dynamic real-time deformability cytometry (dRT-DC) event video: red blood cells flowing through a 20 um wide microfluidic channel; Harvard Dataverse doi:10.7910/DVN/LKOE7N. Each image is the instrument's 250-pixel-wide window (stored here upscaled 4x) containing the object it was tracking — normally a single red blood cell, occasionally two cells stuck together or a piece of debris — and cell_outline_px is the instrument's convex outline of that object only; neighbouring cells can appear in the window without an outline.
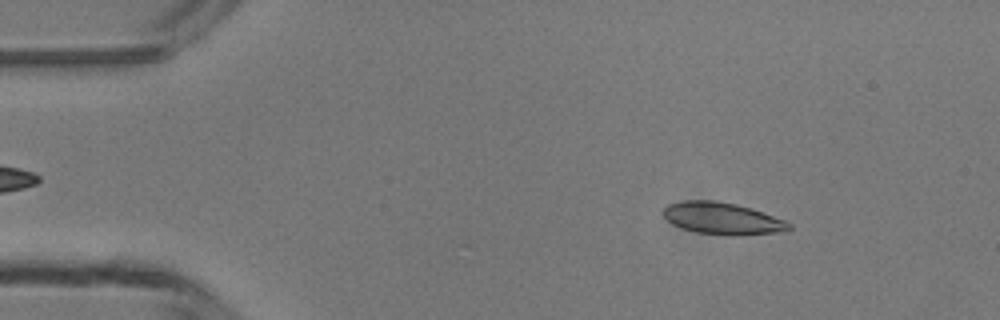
{"species": "common noctule bat (a hibernating species)", "species_latin": "Nyctalus noctula", "temperature_condition": "room temperature", "stored_images_in_passage": 47, "camera_frame_rate_fps": 3000, "um_per_image_px": 0.085, "animal": {"sex": "male", "body_mass_g": 13.3}, "frame": {"image": 1, "passage_image": 6, "time_ms": 1.667, "image_size_px": [1000, 320], "cell_outline_px": [[792, 228], [788, 232], [736, 236], [696, 232], [672, 224], [664, 216], [664, 208], [668, 204], [684, 200], [712, 200], [736, 204], [784, 220], [792, 224]], "centroid_in_image_um": [61.44, 18.58], "position_along_channel_um": 23.6, "area_um2": 23.29}}
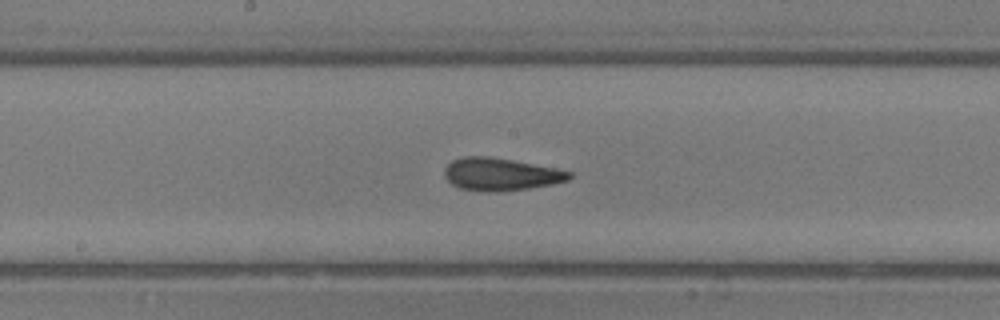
{"frame": {"image": 2, "passage_image": 24, "time_ms": 7.667, "image_size_px": [1000, 320], "cell_outline_px": [[572, 176], [568, 180], [552, 184], [528, 188], [500, 192], [484, 192], [460, 188], [452, 184], [444, 176], [444, 168], [452, 160], [464, 156], [488, 156], [512, 160], [556, 168], [572, 172]], "centroid_in_image_um": [42.54, 14.81], "position_along_channel_um": 205.7, "area_um2": 23.76}}
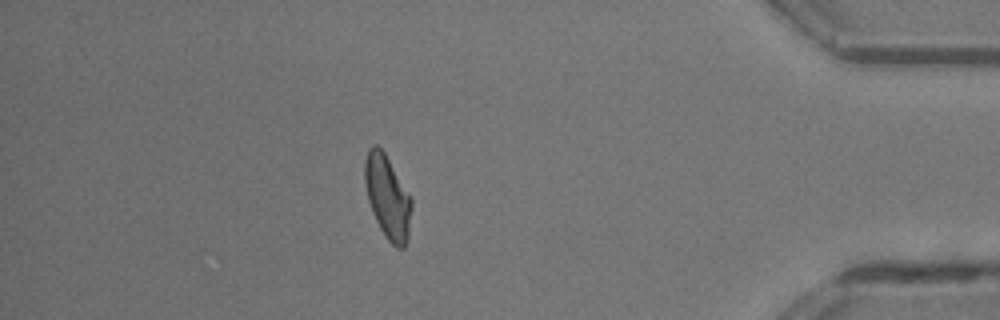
{"frame": {"image": 3, "passage_image": 41, "time_ms": 13.333, "image_size_px": [1000, 320], "cell_outline_px": [[412, 208], [408, 236], [404, 248], [396, 248], [388, 240], [380, 228], [372, 212], [368, 200], [364, 180], [364, 160], [368, 148], [372, 144], [376, 144], [384, 152], [412, 196]], "centroid_in_image_um": [32.94, 16.72], "position_along_channel_um": 402.3, "area_um2": 22.95}, "authors_computed_cell_mechanics": {"area_um2": 22.9466, "velocity_mm_per_s": 4.2825, "shape_relaxation_time_tau1_ms": 5.9324, "shape_relaxation_time_tau2_ms": 2.1174, "deformation_change_tau1": 0.1686, "deformation_change_tau2": 0.0864}}